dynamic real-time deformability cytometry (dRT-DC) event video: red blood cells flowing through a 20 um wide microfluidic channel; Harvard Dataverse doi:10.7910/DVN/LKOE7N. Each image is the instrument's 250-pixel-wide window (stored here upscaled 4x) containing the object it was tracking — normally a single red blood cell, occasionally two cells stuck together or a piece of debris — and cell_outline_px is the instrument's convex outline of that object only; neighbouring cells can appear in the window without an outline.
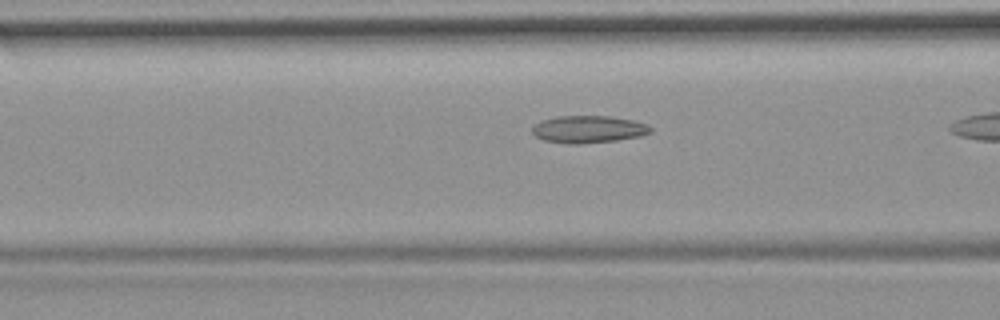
{"species": "common noctule bat (a hibernating species)", "species_latin": "Nyctalus noctula", "temperature_condition": "room temperature", "stored_images_in_passage": 14, "camera_frame_rate_fps": 3000, "um_per_image_px": 0.085, "animal": {"sex": "female", "body_mass_g": 19.9}, "frame": {"image": 1, "passage_image": 12, "time_ms": 3.667, "image_size_px": [1000, 320], "cell_outline_px": [[652, 132], [640, 136], [616, 140], [580, 144], [568, 144], [544, 140], [536, 136], [532, 132], [532, 128], [536, 124], [544, 120], [556, 116], [608, 116], [632, 120], [648, 124], [652, 128]], "centroid_in_image_um": [50.04, 10.99], "position_along_channel_um": 116.6, "area_um2": 18.73}}